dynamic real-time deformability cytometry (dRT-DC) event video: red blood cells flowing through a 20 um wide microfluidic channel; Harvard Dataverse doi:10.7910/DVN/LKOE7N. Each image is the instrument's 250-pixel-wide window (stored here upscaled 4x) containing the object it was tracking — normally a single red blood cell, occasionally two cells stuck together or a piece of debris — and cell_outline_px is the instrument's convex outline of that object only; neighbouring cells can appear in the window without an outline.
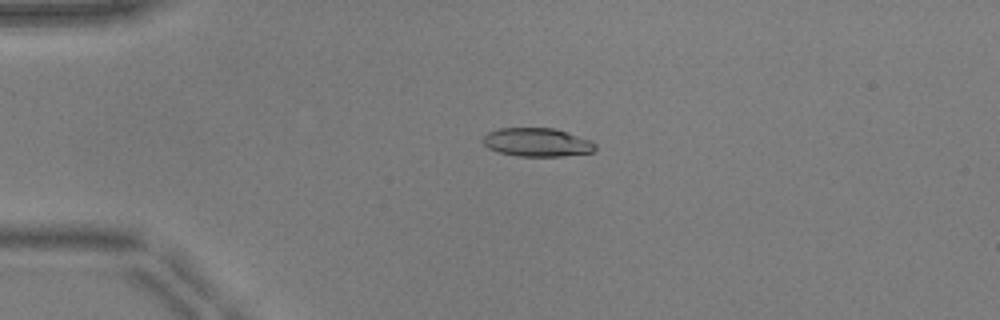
{"species": "common noctule bat (a hibernating species)", "species_latin": "Nyctalus noctula", "temperature_condition": "warm", "stored_images_in_passage": 52, "camera_frame_rate_fps": 3000, "um_per_image_px": 0.085, "animal": {"sex": "male", "body_mass_g": 17.9, "forearm_length_mm": 54.2}, "frame": {"image": 1, "passage_image": 13, "time_ms": 4.0, "image_size_px": [1000, 320], "cell_outline_px": [[596, 152], [564, 156], [516, 156], [500, 152], [488, 148], [484, 144], [484, 136], [488, 132], [500, 128], [552, 128], [568, 132], [592, 140], [596, 144]], "centroid_in_image_um": [45.72, 12.1], "position_along_channel_um": 39.3, "area_um2": 18.79}}
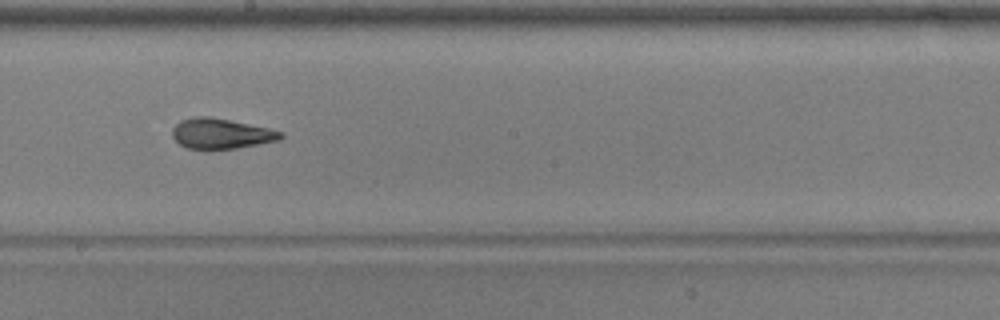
{"frame": {"image": 2, "passage_image": 30, "time_ms": 9.667, "image_size_px": [1000, 320], "cell_outline_px": [[284, 136], [280, 140], [236, 148], [188, 148], [180, 144], [172, 136], [172, 128], [180, 120], [196, 116], [208, 116], [268, 128], [284, 132]], "centroid_in_image_um": [18.8, 11.34], "position_along_channel_um": 229.4, "area_um2": 18.84}}
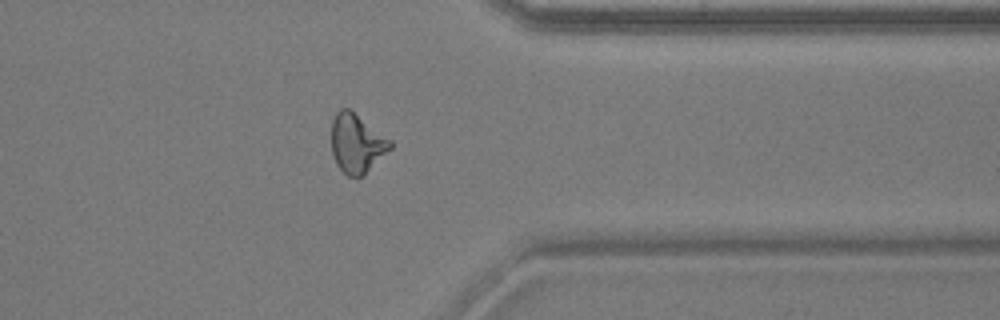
{"frame": {"image": 3, "passage_image": 42, "time_ms": 13.667, "image_size_px": [1000, 320], "cell_outline_px": [[392, 148], [364, 176], [348, 176], [336, 164], [332, 156], [332, 120], [336, 112], [340, 108], [348, 108], [392, 140]], "centroid_in_image_um": [30.33, 12.2], "position_along_channel_um": 381.1, "area_um2": 20.29}, "authors_computed_cell_mechanics": {"area_um2": 19.5364, "velocity_mm_per_s": 3.9527, "shape_relaxation_time_tau1_ms": 5.219, "shape_relaxation_time_tau2_ms": 1.7248, "deformation_change_tau1": 0.1685, "deformation_change_tau2": 0.0864}}